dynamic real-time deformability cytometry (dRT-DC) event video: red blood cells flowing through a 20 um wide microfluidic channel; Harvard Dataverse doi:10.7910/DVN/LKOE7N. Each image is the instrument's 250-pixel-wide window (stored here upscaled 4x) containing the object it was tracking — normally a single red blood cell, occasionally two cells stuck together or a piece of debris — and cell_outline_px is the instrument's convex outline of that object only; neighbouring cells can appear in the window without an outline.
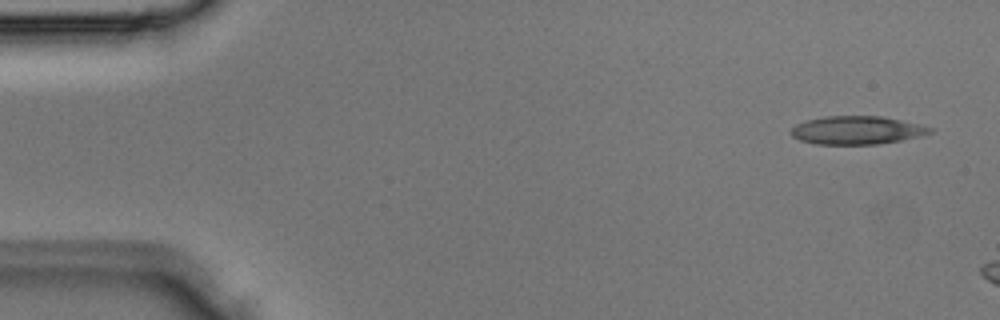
{"species": "Egyptian fruit bat (a non-hibernating species)", "species_latin": "Rousettus aegyptiacus", "temperature_condition": "room temperature", "stored_images_in_passage": 2, "camera_frame_rate_fps": 3000, "um_per_image_px": 0.085, "animal": {"sex": "male"}, "frame": {"image": 1, "passage_image": 1, "time_ms": 0.0, "image_size_px": [1000, 320], "cell_outline_px": [[932, 132], [920, 136], [900, 140], [876, 144], [816, 144], [800, 140], [792, 136], [792, 128], [796, 124], [804, 120], [824, 116], [880, 116], [900, 120], [932, 128]], "centroid_in_image_um": [72.78, 11.06], "position_along_channel_um": 12.2, "area_um2": 22.6}}